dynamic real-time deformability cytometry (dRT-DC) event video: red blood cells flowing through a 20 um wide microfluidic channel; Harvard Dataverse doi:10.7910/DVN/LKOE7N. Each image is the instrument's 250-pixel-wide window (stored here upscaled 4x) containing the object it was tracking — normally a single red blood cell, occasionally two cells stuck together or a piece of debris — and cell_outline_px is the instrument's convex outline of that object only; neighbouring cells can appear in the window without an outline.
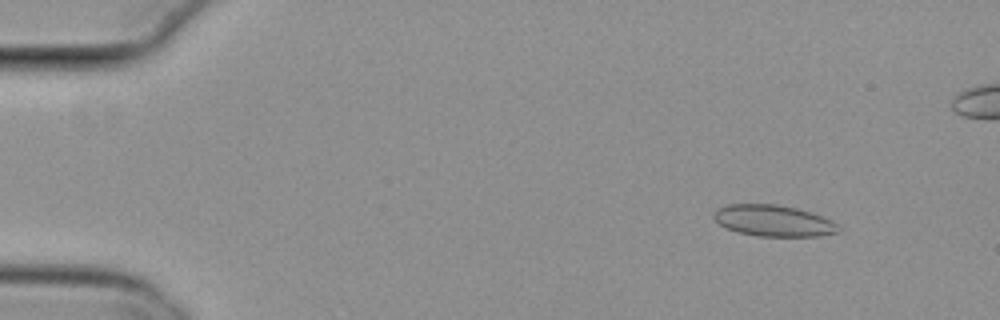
{"species": "common noctule bat (a hibernating species)", "species_latin": "Nyctalus noctula", "temperature_condition": "cold", "stored_images_in_passage": 49, "camera_frame_rate_fps": 3000, "um_per_image_px": 0.085, "animal": {"sex": "female", "body_mass_g": 29.2, "forearm_length_mm": 56.3}, "frame": {"image": 1, "passage_image": 3, "time_ms": 0.667, "image_size_px": [1000, 320], "cell_outline_px": [[840, 232], [820, 236], [756, 236], [736, 232], [724, 228], [712, 216], [712, 212], [716, 208], [728, 204], [776, 204], [796, 208], [832, 220], [840, 228]], "centroid_in_image_um": [65.69, 18.76], "position_along_channel_um": 19.3, "area_um2": 22.89}}
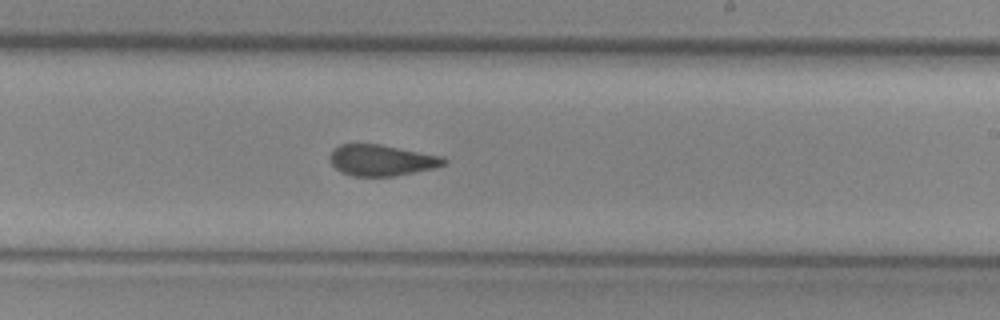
{"frame": {"image": 2, "passage_image": 30, "time_ms": 9.667, "image_size_px": [1000, 320], "cell_outline_px": [[448, 160], [444, 164], [432, 168], [392, 176], [352, 176], [340, 172], [328, 160], [328, 156], [340, 144], [380, 144], [444, 156]], "centroid_in_image_um": [32.41, 13.61], "position_along_channel_um": 256.6, "area_um2": 20.58}}
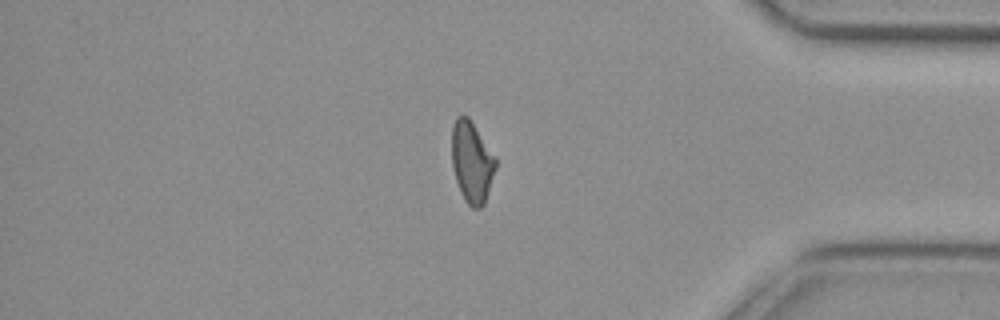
{"frame": {"image": 3, "passage_image": 43, "time_ms": 14.0, "image_size_px": [1000, 320], "cell_outline_px": [[496, 168], [484, 204], [480, 208], [472, 208], [464, 200], [460, 192], [456, 180], [452, 164], [452, 128], [456, 116], [468, 116], [496, 156]], "centroid_in_image_um": [40.11, 13.77], "position_along_channel_um": 395.1, "area_um2": 20.81}, "authors_computed_cell_mechanics": {"area_um2": 21.5016, "velocity_mm_per_s": 3.8013, "shape_relaxation_time_tau1_ms": null, "shape_relaxation_time_tau2_ms": 2.6967, "deformation_change_tau1": null, "deformation_change_tau2": 0.0735}}